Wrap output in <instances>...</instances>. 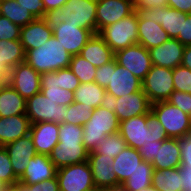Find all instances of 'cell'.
<instances>
[{
	"label": "cell",
	"mask_w": 191,
	"mask_h": 191,
	"mask_svg": "<svg viewBox=\"0 0 191 191\" xmlns=\"http://www.w3.org/2000/svg\"><path fill=\"white\" fill-rule=\"evenodd\" d=\"M119 132L127 147L137 150L142 145L164 141L168 138L164 127L152 111L121 121Z\"/></svg>",
	"instance_id": "obj_1"
},
{
	"label": "cell",
	"mask_w": 191,
	"mask_h": 191,
	"mask_svg": "<svg viewBox=\"0 0 191 191\" xmlns=\"http://www.w3.org/2000/svg\"><path fill=\"white\" fill-rule=\"evenodd\" d=\"M71 58L54 36L39 48L25 53V62L40 74L69 67Z\"/></svg>",
	"instance_id": "obj_2"
},
{
	"label": "cell",
	"mask_w": 191,
	"mask_h": 191,
	"mask_svg": "<svg viewBox=\"0 0 191 191\" xmlns=\"http://www.w3.org/2000/svg\"><path fill=\"white\" fill-rule=\"evenodd\" d=\"M119 127L120 121L112 108L107 104L97 107L83 125L85 149L92 152L107 135L118 132Z\"/></svg>",
	"instance_id": "obj_3"
},
{
	"label": "cell",
	"mask_w": 191,
	"mask_h": 191,
	"mask_svg": "<svg viewBox=\"0 0 191 191\" xmlns=\"http://www.w3.org/2000/svg\"><path fill=\"white\" fill-rule=\"evenodd\" d=\"M97 0H68L65 5L50 16L51 22H74L78 27L96 34Z\"/></svg>",
	"instance_id": "obj_4"
},
{
	"label": "cell",
	"mask_w": 191,
	"mask_h": 191,
	"mask_svg": "<svg viewBox=\"0 0 191 191\" xmlns=\"http://www.w3.org/2000/svg\"><path fill=\"white\" fill-rule=\"evenodd\" d=\"M114 53L138 43V13L103 28L98 33Z\"/></svg>",
	"instance_id": "obj_5"
},
{
	"label": "cell",
	"mask_w": 191,
	"mask_h": 191,
	"mask_svg": "<svg viewBox=\"0 0 191 191\" xmlns=\"http://www.w3.org/2000/svg\"><path fill=\"white\" fill-rule=\"evenodd\" d=\"M151 111L156 115L170 138H180L191 132V116L168 101L152 103Z\"/></svg>",
	"instance_id": "obj_6"
},
{
	"label": "cell",
	"mask_w": 191,
	"mask_h": 191,
	"mask_svg": "<svg viewBox=\"0 0 191 191\" xmlns=\"http://www.w3.org/2000/svg\"><path fill=\"white\" fill-rule=\"evenodd\" d=\"M141 83L142 90L151 103L167 101L175 90L173 69L152 65Z\"/></svg>",
	"instance_id": "obj_7"
},
{
	"label": "cell",
	"mask_w": 191,
	"mask_h": 191,
	"mask_svg": "<svg viewBox=\"0 0 191 191\" xmlns=\"http://www.w3.org/2000/svg\"><path fill=\"white\" fill-rule=\"evenodd\" d=\"M66 106L56 104L40 91L26 100L25 115L31 124L38 122L65 123Z\"/></svg>",
	"instance_id": "obj_8"
},
{
	"label": "cell",
	"mask_w": 191,
	"mask_h": 191,
	"mask_svg": "<svg viewBox=\"0 0 191 191\" xmlns=\"http://www.w3.org/2000/svg\"><path fill=\"white\" fill-rule=\"evenodd\" d=\"M56 177L60 191H88L95 188L88 161L57 169Z\"/></svg>",
	"instance_id": "obj_9"
},
{
	"label": "cell",
	"mask_w": 191,
	"mask_h": 191,
	"mask_svg": "<svg viewBox=\"0 0 191 191\" xmlns=\"http://www.w3.org/2000/svg\"><path fill=\"white\" fill-rule=\"evenodd\" d=\"M53 36L72 56L78 55L89 39L94 35L91 30L78 27L74 22H51Z\"/></svg>",
	"instance_id": "obj_10"
},
{
	"label": "cell",
	"mask_w": 191,
	"mask_h": 191,
	"mask_svg": "<svg viewBox=\"0 0 191 191\" xmlns=\"http://www.w3.org/2000/svg\"><path fill=\"white\" fill-rule=\"evenodd\" d=\"M107 105L113 109L121 122L149 113L152 103L141 89L133 94H126L119 98L107 96Z\"/></svg>",
	"instance_id": "obj_11"
},
{
	"label": "cell",
	"mask_w": 191,
	"mask_h": 191,
	"mask_svg": "<svg viewBox=\"0 0 191 191\" xmlns=\"http://www.w3.org/2000/svg\"><path fill=\"white\" fill-rule=\"evenodd\" d=\"M115 60L140 81L146 77L152 67L149 51L139 43L117 51Z\"/></svg>",
	"instance_id": "obj_12"
},
{
	"label": "cell",
	"mask_w": 191,
	"mask_h": 191,
	"mask_svg": "<svg viewBox=\"0 0 191 191\" xmlns=\"http://www.w3.org/2000/svg\"><path fill=\"white\" fill-rule=\"evenodd\" d=\"M136 12L138 13V20H150L160 24L170 39H177L178 35H182V19H186V13L169 6Z\"/></svg>",
	"instance_id": "obj_13"
},
{
	"label": "cell",
	"mask_w": 191,
	"mask_h": 191,
	"mask_svg": "<svg viewBox=\"0 0 191 191\" xmlns=\"http://www.w3.org/2000/svg\"><path fill=\"white\" fill-rule=\"evenodd\" d=\"M25 100L41 90V74L26 62L13 67L7 81Z\"/></svg>",
	"instance_id": "obj_14"
},
{
	"label": "cell",
	"mask_w": 191,
	"mask_h": 191,
	"mask_svg": "<svg viewBox=\"0 0 191 191\" xmlns=\"http://www.w3.org/2000/svg\"><path fill=\"white\" fill-rule=\"evenodd\" d=\"M142 89L141 81L124 67L117 64L115 58L110 61L109 84L105 88L107 96L119 98Z\"/></svg>",
	"instance_id": "obj_15"
},
{
	"label": "cell",
	"mask_w": 191,
	"mask_h": 191,
	"mask_svg": "<svg viewBox=\"0 0 191 191\" xmlns=\"http://www.w3.org/2000/svg\"><path fill=\"white\" fill-rule=\"evenodd\" d=\"M134 12L133 0H97L96 32Z\"/></svg>",
	"instance_id": "obj_16"
},
{
	"label": "cell",
	"mask_w": 191,
	"mask_h": 191,
	"mask_svg": "<svg viewBox=\"0 0 191 191\" xmlns=\"http://www.w3.org/2000/svg\"><path fill=\"white\" fill-rule=\"evenodd\" d=\"M53 36L50 17L36 18L20 30V41L25 52L42 46Z\"/></svg>",
	"instance_id": "obj_17"
},
{
	"label": "cell",
	"mask_w": 191,
	"mask_h": 191,
	"mask_svg": "<svg viewBox=\"0 0 191 191\" xmlns=\"http://www.w3.org/2000/svg\"><path fill=\"white\" fill-rule=\"evenodd\" d=\"M114 158L102 154H88L92 179L98 189L118 188V179L113 168Z\"/></svg>",
	"instance_id": "obj_18"
},
{
	"label": "cell",
	"mask_w": 191,
	"mask_h": 191,
	"mask_svg": "<svg viewBox=\"0 0 191 191\" xmlns=\"http://www.w3.org/2000/svg\"><path fill=\"white\" fill-rule=\"evenodd\" d=\"M6 149L14 174L19 178L29 165L30 159L36 154L30 134L4 146Z\"/></svg>",
	"instance_id": "obj_19"
},
{
	"label": "cell",
	"mask_w": 191,
	"mask_h": 191,
	"mask_svg": "<svg viewBox=\"0 0 191 191\" xmlns=\"http://www.w3.org/2000/svg\"><path fill=\"white\" fill-rule=\"evenodd\" d=\"M28 163L24 173L19 177V184H37L56 177L57 168L48 155L36 154Z\"/></svg>",
	"instance_id": "obj_20"
},
{
	"label": "cell",
	"mask_w": 191,
	"mask_h": 191,
	"mask_svg": "<svg viewBox=\"0 0 191 191\" xmlns=\"http://www.w3.org/2000/svg\"><path fill=\"white\" fill-rule=\"evenodd\" d=\"M184 50L185 46L177 39H169L148 51L152 65L174 69L181 65Z\"/></svg>",
	"instance_id": "obj_21"
},
{
	"label": "cell",
	"mask_w": 191,
	"mask_h": 191,
	"mask_svg": "<svg viewBox=\"0 0 191 191\" xmlns=\"http://www.w3.org/2000/svg\"><path fill=\"white\" fill-rule=\"evenodd\" d=\"M30 136L37 154L48 155L59 142V124L55 122H38L31 124Z\"/></svg>",
	"instance_id": "obj_22"
},
{
	"label": "cell",
	"mask_w": 191,
	"mask_h": 191,
	"mask_svg": "<svg viewBox=\"0 0 191 191\" xmlns=\"http://www.w3.org/2000/svg\"><path fill=\"white\" fill-rule=\"evenodd\" d=\"M89 152L83 143H57L49 154L54 166L59 169L64 166L88 161Z\"/></svg>",
	"instance_id": "obj_23"
},
{
	"label": "cell",
	"mask_w": 191,
	"mask_h": 191,
	"mask_svg": "<svg viewBox=\"0 0 191 191\" xmlns=\"http://www.w3.org/2000/svg\"><path fill=\"white\" fill-rule=\"evenodd\" d=\"M30 128V119L25 114L0 117V146L27 136Z\"/></svg>",
	"instance_id": "obj_24"
},
{
	"label": "cell",
	"mask_w": 191,
	"mask_h": 191,
	"mask_svg": "<svg viewBox=\"0 0 191 191\" xmlns=\"http://www.w3.org/2000/svg\"><path fill=\"white\" fill-rule=\"evenodd\" d=\"M25 50L20 40H0V79L6 82L10 70L25 62Z\"/></svg>",
	"instance_id": "obj_25"
},
{
	"label": "cell",
	"mask_w": 191,
	"mask_h": 191,
	"mask_svg": "<svg viewBox=\"0 0 191 191\" xmlns=\"http://www.w3.org/2000/svg\"><path fill=\"white\" fill-rule=\"evenodd\" d=\"M151 164L154 169L159 170L179 168L181 166L179 138L168 137L164 141H158L156 156Z\"/></svg>",
	"instance_id": "obj_26"
},
{
	"label": "cell",
	"mask_w": 191,
	"mask_h": 191,
	"mask_svg": "<svg viewBox=\"0 0 191 191\" xmlns=\"http://www.w3.org/2000/svg\"><path fill=\"white\" fill-rule=\"evenodd\" d=\"M79 55L96 68L103 66L115 58V53L98 33L89 39L81 49Z\"/></svg>",
	"instance_id": "obj_27"
},
{
	"label": "cell",
	"mask_w": 191,
	"mask_h": 191,
	"mask_svg": "<svg viewBox=\"0 0 191 191\" xmlns=\"http://www.w3.org/2000/svg\"><path fill=\"white\" fill-rule=\"evenodd\" d=\"M142 161L139 150L131 147H126L114 158L113 168L118 179V187L134 174Z\"/></svg>",
	"instance_id": "obj_28"
},
{
	"label": "cell",
	"mask_w": 191,
	"mask_h": 191,
	"mask_svg": "<svg viewBox=\"0 0 191 191\" xmlns=\"http://www.w3.org/2000/svg\"><path fill=\"white\" fill-rule=\"evenodd\" d=\"M40 91L59 105L68 106L74 102V93L59 87L58 70L41 74Z\"/></svg>",
	"instance_id": "obj_29"
},
{
	"label": "cell",
	"mask_w": 191,
	"mask_h": 191,
	"mask_svg": "<svg viewBox=\"0 0 191 191\" xmlns=\"http://www.w3.org/2000/svg\"><path fill=\"white\" fill-rule=\"evenodd\" d=\"M26 113V100L8 83L0 85V117Z\"/></svg>",
	"instance_id": "obj_30"
},
{
	"label": "cell",
	"mask_w": 191,
	"mask_h": 191,
	"mask_svg": "<svg viewBox=\"0 0 191 191\" xmlns=\"http://www.w3.org/2000/svg\"><path fill=\"white\" fill-rule=\"evenodd\" d=\"M169 39L168 34L157 22L138 20V43L147 50L162 45Z\"/></svg>",
	"instance_id": "obj_31"
},
{
	"label": "cell",
	"mask_w": 191,
	"mask_h": 191,
	"mask_svg": "<svg viewBox=\"0 0 191 191\" xmlns=\"http://www.w3.org/2000/svg\"><path fill=\"white\" fill-rule=\"evenodd\" d=\"M74 102L84 103L93 110L107 104V94L104 87L99 86L95 81L80 84L73 92Z\"/></svg>",
	"instance_id": "obj_32"
},
{
	"label": "cell",
	"mask_w": 191,
	"mask_h": 191,
	"mask_svg": "<svg viewBox=\"0 0 191 191\" xmlns=\"http://www.w3.org/2000/svg\"><path fill=\"white\" fill-rule=\"evenodd\" d=\"M182 180L180 167L153 170L152 186L157 191H183Z\"/></svg>",
	"instance_id": "obj_33"
},
{
	"label": "cell",
	"mask_w": 191,
	"mask_h": 191,
	"mask_svg": "<svg viewBox=\"0 0 191 191\" xmlns=\"http://www.w3.org/2000/svg\"><path fill=\"white\" fill-rule=\"evenodd\" d=\"M153 166L151 163L142 161L140 167L127 179L121 188L124 191H139L152 186Z\"/></svg>",
	"instance_id": "obj_34"
},
{
	"label": "cell",
	"mask_w": 191,
	"mask_h": 191,
	"mask_svg": "<svg viewBox=\"0 0 191 191\" xmlns=\"http://www.w3.org/2000/svg\"><path fill=\"white\" fill-rule=\"evenodd\" d=\"M1 15L18 26H26L36 18L20 6L16 0H0Z\"/></svg>",
	"instance_id": "obj_35"
},
{
	"label": "cell",
	"mask_w": 191,
	"mask_h": 191,
	"mask_svg": "<svg viewBox=\"0 0 191 191\" xmlns=\"http://www.w3.org/2000/svg\"><path fill=\"white\" fill-rule=\"evenodd\" d=\"M126 147L127 144L118 131L107 135L92 152H89V154H102L107 155V157L115 158Z\"/></svg>",
	"instance_id": "obj_36"
},
{
	"label": "cell",
	"mask_w": 191,
	"mask_h": 191,
	"mask_svg": "<svg viewBox=\"0 0 191 191\" xmlns=\"http://www.w3.org/2000/svg\"><path fill=\"white\" fill-rule=\"evenodd\" d=\"M69 68L79 79L80 83L94 82L97 68L79 54L72 56Z\"/></svg>",
	"instance_id": "obj_37"
},
{
	"label": "cell",
	"mask_w": 191,
	"mask_h": 191,
	"mask_svg": "<svg viewBox=\"0 0 191 191\" xmlns=\"http://www.w3.org/2000/svg\"><path fill=\"white\" fill-rule=\"evenodd\" d=\"M93 109L84 103L73 102L66 106L65 123L83 126L91 116Z\"/></svg>",
	"instance_id": "obj_38"
},
{
	"label": "cell",
	"mask_w": 191,
	"mask_h": 191,
	"mask_svg": "<svg viewBox=\"0 0 191 191\" xmlns=\"http://www.w3.org/2000/svg\"><path fill=\"white\" fill-rule=\"evenodd\" d=\"M58 135L60 143H83V126L61 123Z\"/></svg>",
	"instance_id": "obj_39"
},
{
	"label": "cell",
	"mask_w": 191,
	"mask_h": 191,
	"mask_svg": "<svg viewBox=\"0 0 191 191\" xmlns=\"http://www.w3.org/2000/svg\"><path fill=\"white\" fill-rule=\"evenodd\" d=\"M0 180L10 187L19 181V178L13 172L9 155L3 146H0Z\"/></svg>",
	"instance_id": "obj_40"
},
{
	"label": "cell",
	"mask_w": 191,
	"mask_h": 191,
	"mask_svg": "<svg viewBox=\"0 0 191 191\" xmlns=\"http://www.w3.org/2000/svg\"><path fill=\"white\" fill-rule=\"evenodd\" d=\"M173 84L176 91L191 93V70L182 65L174 68Z\"/></svg>",
	"instance_id": "obj_41"
},
{
	"label": "cell",
	"mask_w": 191,
	"mask_h": 191,
	"mask_svg": "<svg viewBox=\"0 0 191 191\" xmlns=\"http://www.w3.org/2000/svg\"><path fill=\"white\" fill-rule=\"evenodd\" d=\"M21 27L4 16H0V40H19Z\"/></svg>",
	"instance_id": "obj_42"
},
{
	"label": "cell",
	"mask_w": 191,
	"mask_h": 191,
	"mask_svg": "<svg viewBox=\"0 0 191 191\" xmlns=\"http://www.w3.org/2000/svg\"><path fill=\"white\" fill-rule=\"evenodd\" d=\"M59 87L74 92L81 84L69 67L58 70Z\"/></svg>",
	"instance_id": "obj_43"
},
{
	"label": "cell",
	"mask_w": 191,
	"mask_h": 191,
	"mask_svg": "<svg viewBox=\"0 0 191 191\" xmlns=\"http://www.w3.org/2000/svg\"><path fill=\"white\" fill-rule=\"evenodd\" d=\"M167 101L191 116V93L174 90Z\"/></svg>",
	"instance_id": "obj_44"
},
{
	"label": "cell",
	"mask_w": 191,
	"mask_h": 191,
	"mask_svg": "<svg viewBox=\"0 0 191 191\" xmlns=\"http://www.w3.org/2000/svg\"><path fill=\"white\" fill-rule=\"evenodd\" d=\"M181 167H191V132L179 138Z\"/></svg>",
	"instance_id": "obj_45"
},
{
	"label": "cell",
	"mask_w": 191,
	"mask_h": 191,
	"mask_svg": "<svg viewBox=\"0 0 191 191\" xmlns=\"http://www.w3.org/2000/svg\"><path fill=\"white\" fill-rule=\"evenodd\" d=\"M25 10H28L35 18H46L42 0H16Z\"/></svg>",
	"instance_id": "obj_46"
},
{
	"label": "cell",
	"mask_w": 191,
	"mask_h": 191,
	"mask_svg": "<svg viewBox=\"0 0 191 191\" xmlns=\"http://www.w3.org/2000/svg\"><path fill=\"white\" fill-rule=\"evenodd\" d=\"M135 11L168 6V0H133Z\"/></svg>",
	"instance_id": "obj_47"
},
{
	"label": "cell",
	"mask_w": 191,
	"mask_h": 191,
	"mask_svg": "<svg viewBox=\"0 0 191 191\" xmlns=\"http://www.w3.org/2000/svg\"><path fill=\"white\" fill-rule=\"evenodd\" d=\"M28 189L34 191H60L57 177L44 180L43 182L31 185H25Z\"/></svg>",
	"instance_id": "obj_48"
},
{
	"label": "cell",
	"mask_w": 191,
	"mask_h": 191,
	"mask_svg": "<svg viewBox=\"0 0 191 191\" xmlns=\"http://www.w3.org/2000/svg\"><path fill=\"white\" fill-rule=\"evenodd\" d=\"M177 40L184 46L191 45V14L182 19V35H178Z\"/></svg>",
	"instance_id": "obj_49"
},
{
	"label": "cell",
	"mask_w": 191,
	"mask_h": 191,
	"mask_svg": "<svg viewBox=\"0 0 191 191\" xmlns=\"http://www.w3.org/2000/svg\"><path fill=\"white\" fill-rule=\"evenodd\" d=\"M109 76H110V62L96 69V75L94 81L99 86L106 88L107 85L109 84Z\"/></svg>",
	"instance_id": "obj_50"
},
{
	"label": "cell",
	"mask_w": 191,
	"mask_h": 191,
	"mask_svg": "<svg viewBox=\"0 0 191 191\" xmlns=\"http://www.w3.org/2000/svg\"><path fill=\"white\" fill-rule=\"evenodd\" d=\"M158 141H154L149 144L142 145L139 150L143 161L152 163L154 161V156H156Z\"/></svg>",
	"instance_id": "obj_51"
},
{
	"label": "cell",
	"mask_w": 191,
	"mask_h": 191,
	"mask_svg": "<svg viewBox=\"0 0 191 191\" xmlns=\"http://www.w3.org/2000/svg\"><path fill=\"white\" fill-rule=\"evenodd\" d=\"M68 0H42L46 15L50 17L56 11L61 9Z\"/></svg>",
	"instance_id": "obj_52"
},
{
	"label": "cell",
	"mask_w": 191,
	"mask_h": 191,
	"mask_svg": "<svg viewBox=\"0 0 191 191\" xmlns=\"http://www.w3.org/2000/svg\"><path fill=\"white\" fill-rule=\"evenodd\" d=\"M168 6L182 13L191 14V0H168Z\"/></svg>",
	"instance_id": "obj_53"
},
{
	"label": "cell",
	"mask_w": 191,
	"mask_h": 191,
	"mask_svg": "<svg viewBox=\"0 0 191 191\" xmlns=\"http://www.w3.org/2000/svg\"><path fill=\"white\" fill-rule=\"evenodd\" d=\"M180 172L183 183V191H191V167H181Z\"/></svg>",
	"instance_id": "obj_54"
},
{
	"label": "cell",
	"mask_w": 191,
	"mask_h": 191,
	"mask_svg": "<svg viewBox=\"0 0 191 191\" xmlns=\"http://www.w3.org/2000/svg\"><path fill=\"white\" fill-rule=\"evenodd\" d=\"M181 65L191 70V45L185 46Z\"/></svg>",
	"instance_id": "obj_55"
},
{
	"label": "cell",
	"mask_w": 191,
	"mask_h": 191,
	"mask_svg": "<svg viewBox=\"0 0 191 191\" xmlns=\"http://www.w3.org/2000/svg\"><path fill=\"white\" fill-rule=\"evenodd\" d=\"M9 191H34V189H28L25 185L16 183L14 186H9Z\"/></svg>",
	"instance_id": "obj_56"
},
{
	"label": "cell",
	"mask_w": 191,
	"mask_h": 191,
	"mask_svg": "<svg viewBox=\"0 0 191 191\" xmlns=\"http://www.w3.org/2000/svg\"><path fill=\"white\" fill-rule=\"evenodd\" d=\"M100 191H124V190L121 187H118V188L100 189Z\"/></svg>",
	"instance_id": "obj_57"
},
{
	"label": "cell",
	"mask_w": 191,
	"mask_h": 191,
	"mask_svg": "<svg viewBox=\"0 0 191 191\" xmlns=\"http://www.w3.org/2000/svg\"><path fill=\"white\" fill-rule=\"evenodd\" d=\"M139 191H157V190L153 186H149V187L141 189Z\"/></svg>",
	"instance_id": "obj_58"
},
{
	"label": "cell",
	"mask_w": 191,
	"mask_h": 191,
	"mask_svg": "<svg viewBox=\"0 0 191 191\" xmlns=\"http://www.w3.org/2000/svg\"><path fill=\"white\" fill-rule=\"evenodd\" d=\"M0 191H9V186L1 187Z\"/></svg>",
	"instance_id": "obj_59"
},
{
	"label": "cell",
	"mask_w": 191,
	"mask_h": 191,
	"mask_svg": "<svg viewBox=\"0 0 191 191\" xmlns=\"http://www.w3.org/2000/svg\"><path fill=\"white\" fill-rule=\"evenodd\" d=\"M88 191H100V189H98V188H93V189H90V190H88Z\"/></svg>",
	"instance_id": "obj_60"
},
{
	"label": "cell",
	"mask_w": 191,
	"mask_h": 191,
	"mask_svg": "<svg viewBox=\"0 0 191 191\" xmlns=\"http://www.w3.org/2000/svg\"><path fill=\"white\" fill-rule=\"evenodd\" d=\"M6 186L1 180H0V188Z\"/></svg>",
	"instance_id": "obj_61"
}]
</instances>
